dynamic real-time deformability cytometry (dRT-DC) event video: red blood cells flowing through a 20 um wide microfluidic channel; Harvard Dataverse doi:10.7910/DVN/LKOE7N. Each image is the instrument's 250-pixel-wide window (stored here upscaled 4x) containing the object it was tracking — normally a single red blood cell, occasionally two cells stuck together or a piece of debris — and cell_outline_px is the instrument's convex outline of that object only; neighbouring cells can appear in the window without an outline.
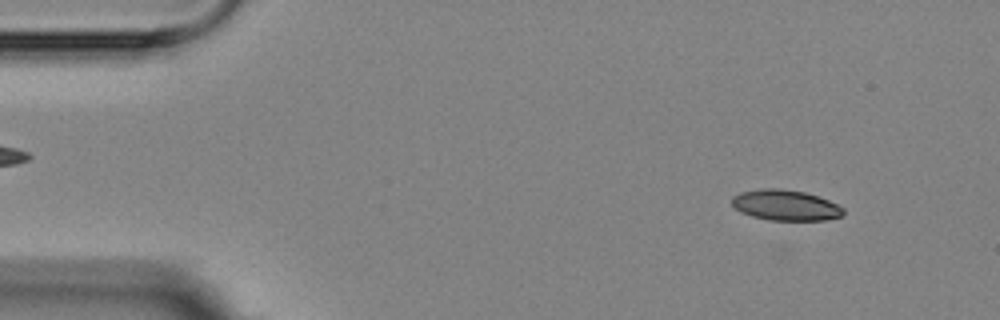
{"species": "Egyptian fruit bat (a non-hibernating species)", "species_latin": "Rousettus aegyptiacus", "temperature_condition": "room temperature", "stored_images_in_passage": 4, "camera_frame_rate_fps": 3000, "um_per_image_px": 0.085, "animal": {"sex": "female"}, "frame": {"image": 1, "passage_image": 1, "time_ms": 0.0, "image_size_px": [1000, 320], "cell_outline_px": [[844, 216], [824, 220], [768, 220], [752, 216], [740, 212], [732, 204], [732, 196], [740, 192], [764, 188], [776, 188], [804, 192], [828, 200], [844, 208]], "centroid_in_image_um": [66.76, 17.45], "position_along_channel_um": 18.2, "area_um2": 19.83}}